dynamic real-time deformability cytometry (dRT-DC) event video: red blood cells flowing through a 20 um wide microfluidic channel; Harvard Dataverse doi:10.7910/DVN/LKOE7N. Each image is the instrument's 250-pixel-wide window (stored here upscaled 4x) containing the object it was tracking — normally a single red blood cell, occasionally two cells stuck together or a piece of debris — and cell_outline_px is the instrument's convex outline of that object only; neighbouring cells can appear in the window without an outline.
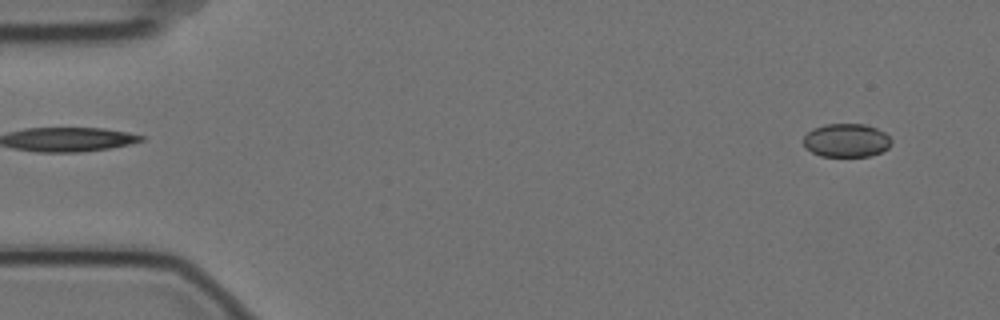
{"species": "Egyptian fruit bat (a non-hibernating species)", "species_latin": "Rousettus aegyptiacus", "temperature_condition": "cold", "stored_images_in_passage": 3, "camera_frame_rate_fps": 3000, "um_per_image_px": 0.085, "animal": {"sex": "female"}, "frame": {"image": 1, "passage_image": 1, "time_ms": 0.0, "image_size_px": [1000, 320], "cell_outline_px": [[892, 144], [888, 148], [880, 152], [868, 156], [820, 156], [812, 152], [804, 144], [804, 136], [812, 128], [824, 124], [864, 124], [876, 128], [884, 132], [892, 140]], "centroid_in_image_um": [71.95, 11.92], "position_along_channel_um": 13.0, "area_um2": 17.11}}
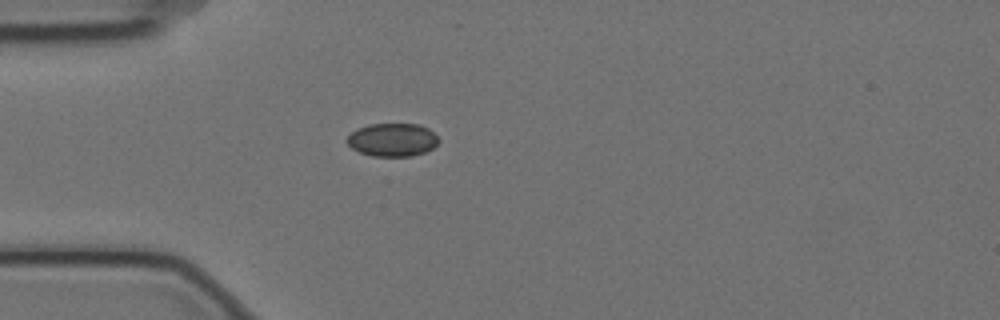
{"frame": {"image": 2, "passage_image": 3, "time_ms": 0.667, "image_size_px": [1000, 320], "cell_outline_px": [[440, 140], [432, 148], [424, 152], [412, 156], [372, 156], [360, 152], [352, 148], [348, 144], [348, 136], [356, 128], [368, 124], [420, 124], [428, 128]], "centroid_in_image_um": [33.35, 11.87], "position_along_channel_um": 51.6, "area_um2": 17.63}}